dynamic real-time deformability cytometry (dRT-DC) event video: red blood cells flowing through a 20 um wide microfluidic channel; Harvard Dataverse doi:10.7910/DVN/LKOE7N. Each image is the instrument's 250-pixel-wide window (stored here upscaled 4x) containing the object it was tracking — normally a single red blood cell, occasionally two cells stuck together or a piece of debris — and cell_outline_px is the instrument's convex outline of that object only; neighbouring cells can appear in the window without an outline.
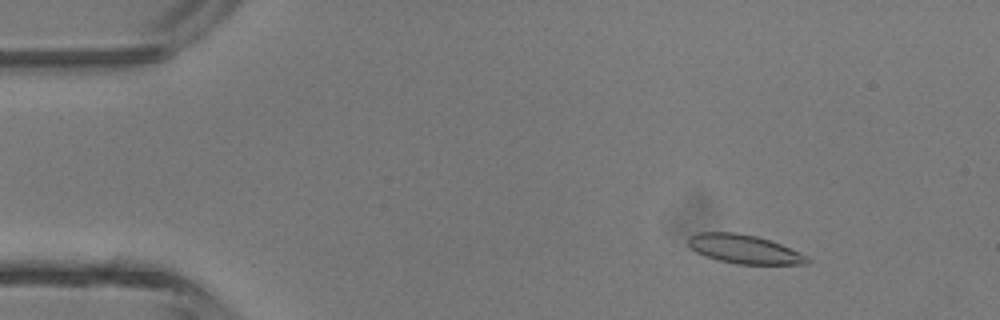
{"species": "common noctule bat (a hibernating species)", "species_latin": "Nyctalus noctula", "temperature_condition": "room temperature", "stored_images_in_passage": 13, "camera_frame_rate_fps": 3000, "um_per_image_px": 0.085, "animal": {"sex": "male", "body_mass_g": 13.3}, "frame": {"image": 1, "passage_image": 6, "time_ms": 1.667, "image_size_px": [1000, 320], "cell_outline_px": [[812, 260], [808, 264], [736, 264], [716, 260], [704, 256], [696, 252], [688, 244], [688, 236], [700, 232], [736, 232], [756, 236], [772, 240], [800, 252], [808, 256]], "centroid_in_image_um": [63.28, 21.18], "position_along_channel_um": 21.7, "area_um2": 20.29}}